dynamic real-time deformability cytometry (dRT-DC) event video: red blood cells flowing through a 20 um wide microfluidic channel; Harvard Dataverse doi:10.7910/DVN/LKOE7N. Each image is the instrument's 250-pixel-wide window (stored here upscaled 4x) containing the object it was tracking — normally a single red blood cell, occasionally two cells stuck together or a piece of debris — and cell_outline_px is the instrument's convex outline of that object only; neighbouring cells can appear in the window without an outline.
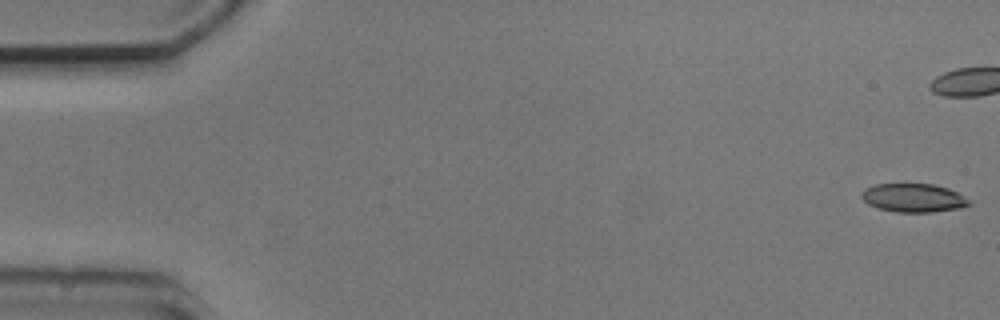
{"species": "common noctule bat (a hibernating species)", "species_latin": "Nyctalus noctula", "temperature_condition": "cold", "stored_images_in_passage": 6, "camera_frame_rate_fps": 3000, "um_per_image_px": 0.085, "animal": {"sex": "male", "body_mass_g": 20.5, "forearm_length_mm": 52.5}, "frame": {"image": 1, "passage_image": 1, "time_ms": 0.0, "image_size_px": [1000, 320], "cell_outline_px": [[972, 204], [960, 208], [932, 212], [896, 212], [880, 208], [868, 204], [860, 196], [860, 192], [864, 188], [876, 184], [932, 184], [948, 188], [956, 192], [968, 200]], "centroid_in_image_um": [77.61, 16.81], "position_along_channel_um": 7.4, "area_um2": 17.8}}
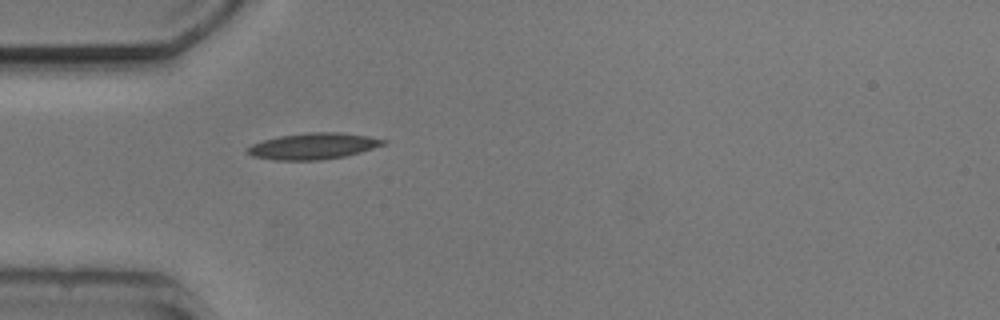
{"frame": {"image": 2, "passage_image": 6, "time_ms": 6.0, "image_size_px": [1000, 320], "cell_outline_px": [[388, 144], [360, 152], [344, 156], [320, 160], [272, 160], [252, 156], [244, 152], [244, 148], [252, 144], [264, 140], [280, 136], [308, 132], [340, 132], [368, 136], [388, 140]], "centroid_in_image_um": [26.61, 12.42], "position_along_channel_um": 58.4, "area_um2": 20.98}}